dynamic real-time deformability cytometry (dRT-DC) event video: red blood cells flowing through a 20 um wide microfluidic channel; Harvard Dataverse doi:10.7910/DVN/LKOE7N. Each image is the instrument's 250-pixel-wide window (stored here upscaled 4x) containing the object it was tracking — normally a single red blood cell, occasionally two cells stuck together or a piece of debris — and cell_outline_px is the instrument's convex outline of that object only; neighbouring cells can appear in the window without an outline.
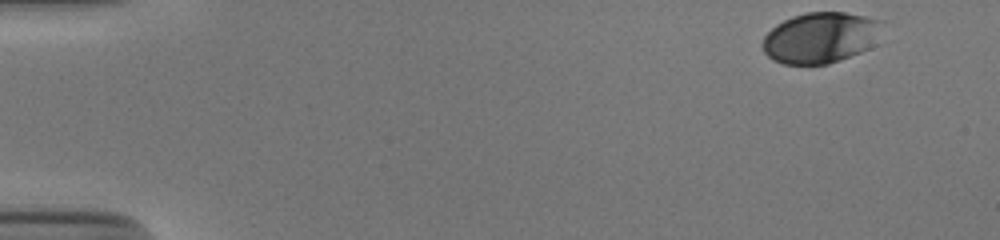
{"species": "human", "species_latin": "Homo sapiens", "temperature_condition": "cold", "stored_images_in_passage": 42, "camera_frame_rate_fps": 3000, "um_per_image_px": 0.085, "donor": {"sex": "male"}, "frame": {"image": 1, "passage_image": 1, "time_ms": 0.0, "image_size_px": [1000, 240], "cell_outline_px": [[884, 20], [868, 48], [860, 52], [828, 64], [784, 64], [772, 60], [764, 52], [760, 44], [764, 36], [776, 24], [792, 16], [808, 12], [844, 12]], "centroid_in_image_um": [69.66, 3.2], "position_along_channel_um": 15.3, "area_um2": 35.14}}
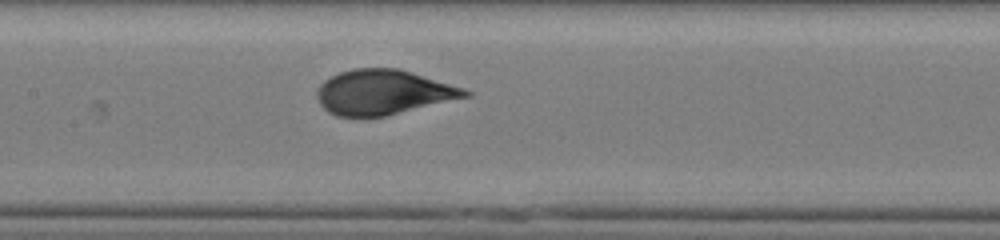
{"frame": {"image": 2, "passage_image": 24, "time_ms": 7.667, "image_size_px": [1000, 240], "cell_outline_px": [[472, 96], [384, 116], [336, 116], [328, 112], [320, 104], [316, 96], [316, 88], [324, 80], [340, 72], [352, 68], [400, 68], [464, 88], [472, 92]], "centroid_in_image_um": [32.57, 7.83], "position_along_channel_um": 174.8, "area_um2": 38.78}}
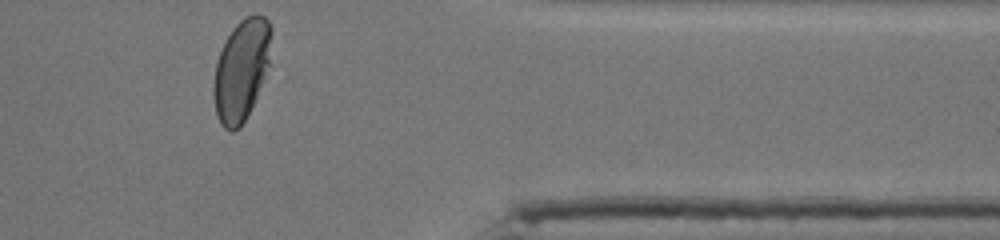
{"frame": {"image": 3, "passage_image": 42, "time_ms": 13.667, "image_size_px": [1000, 240], "cell_outline_px": [[272, 64], [240, 128], [232, 132], [224, 128], [220, 124], [216, 112], [212, 92], [212, 84], [216, 64], [220, 52], [232, 28], [244, 16], [256, 12], [260, 12], [268, 20], [272, 28]], "centroid_in_image_um": [20.56, 5.89], "position_along_channel_um": 390.8, "area_um2": 34.85}, "authors_computed_cell_mechanics": {"area_um2": 38.4081, "velocity_mm_per_s": 3.852, "shape_relaxation_time_tau1_ms": 3.7825, "shape_relaxation_time_tau2_ms": null, "deformation_change_tau1": 0.1697, "deformation_change_tau2": null}}